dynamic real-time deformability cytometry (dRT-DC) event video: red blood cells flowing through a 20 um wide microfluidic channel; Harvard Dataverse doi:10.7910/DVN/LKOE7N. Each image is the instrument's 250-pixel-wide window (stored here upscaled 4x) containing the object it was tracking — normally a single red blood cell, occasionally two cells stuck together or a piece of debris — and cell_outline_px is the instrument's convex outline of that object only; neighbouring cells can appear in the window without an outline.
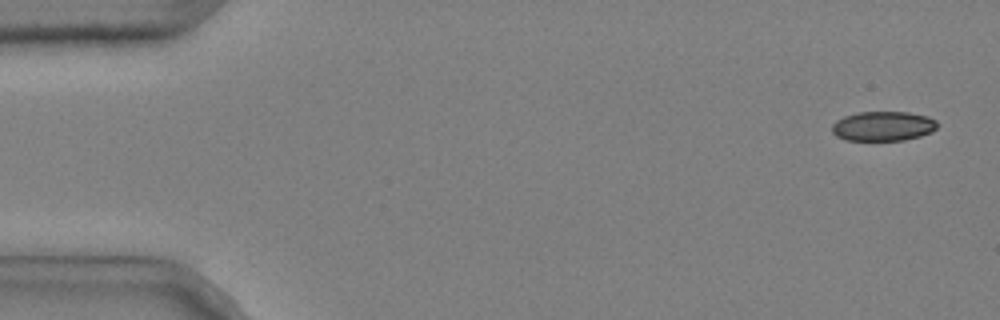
{"species": "common noctule bat (a hibernating species)", "species_latin": "Nyctalus noctula", "temperature_condition": "cold", "stored_images_in_passage": 5, "camera_frame_rate_fps": 3000, "um_per_image_px": 0.085, "animal": {"sex": "male", "body_mass_g": 20.4}, "frame": {"image": 1, "passage_image": 1, "time_ms": 0.0, "image_size_px": [1000, 320], "cell_outline_px": [[940, 124], [932, 132], [920, 136], [904, 140], [844, 140], [836, 136], [832, 132], [832, 124], [836, 120], [844, 116], [856, 112], [908, 112], [928, 116], [936, 120]], "centroid_in_image_um": [75.07, 10.72], "position_along_channel_um": 9.9, "area_um2": 18.38}}
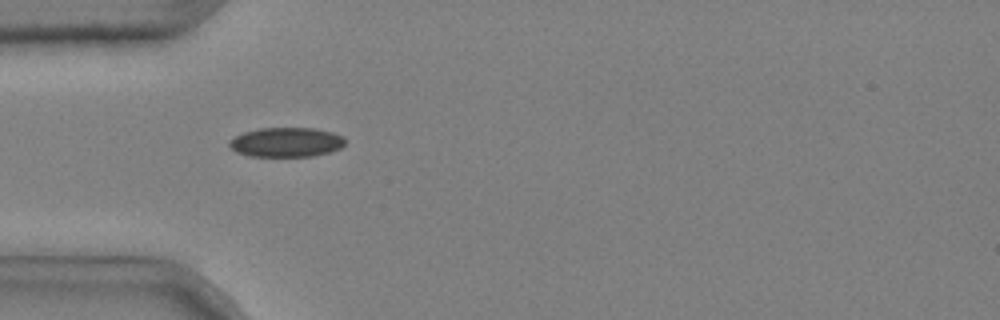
{"frame": {"image": 2, "passage_image": 4, "time_ms": 1.0, "image_size_px": [1000, 320], "cell_outline_px": [[344, 144], [340, 148], [328, 152], [312, 156], [248, 156], [236, 152], [228, 144], [236, 136], [244, 132], [260, 128], [316, 128], [332, 132], [344, 136]], "centroid_in_image_um": [24.35, 12.08], "position_along_channel_um": 60.7, "area_um2": 19.77}}